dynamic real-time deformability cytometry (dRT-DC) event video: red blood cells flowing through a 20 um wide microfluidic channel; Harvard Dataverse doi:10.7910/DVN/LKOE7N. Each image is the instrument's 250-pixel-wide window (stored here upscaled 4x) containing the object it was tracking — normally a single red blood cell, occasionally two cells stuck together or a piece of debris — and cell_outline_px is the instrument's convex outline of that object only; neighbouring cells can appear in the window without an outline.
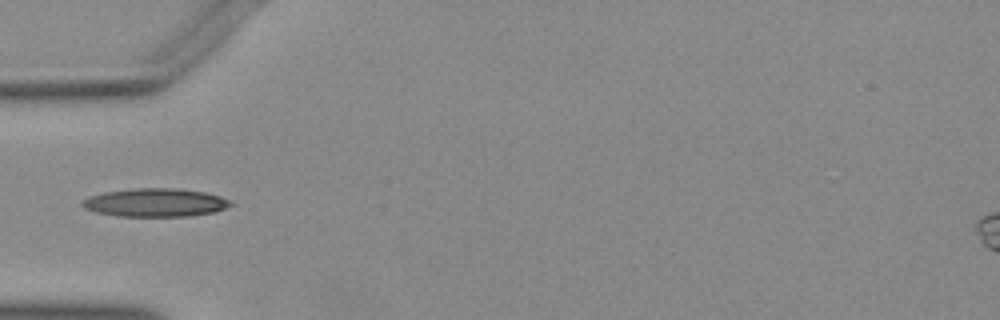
{"species": "Egyptian fruit bat (a non-hibernating species)", "species_latin": "Rousettus aegyptiacus", "temperature_condition": "warm", "stored_images_in_passage": 36, "camera_frame_rate_fps": 3000, "um_per_image_px": 0.085, "animal": {"sex": "female"}, "frame": {"image": 1, "passage_image": 1, "time_ms": 0.0, "image_size_px": [1000, 320], "cell_outline_px": [[236, 204], [212, 212], [188, 216], [120, 216], [96, 212], [84, 208], [80, 204], [84, 200], [92, 196], [104, 192], [136, 188], [172, 188], [204, 192], [220, 196]], "centroid_in_image_um": [13.21, 17.22], "position_along_channel_um": 71.8, "area_um2": 24.16}}
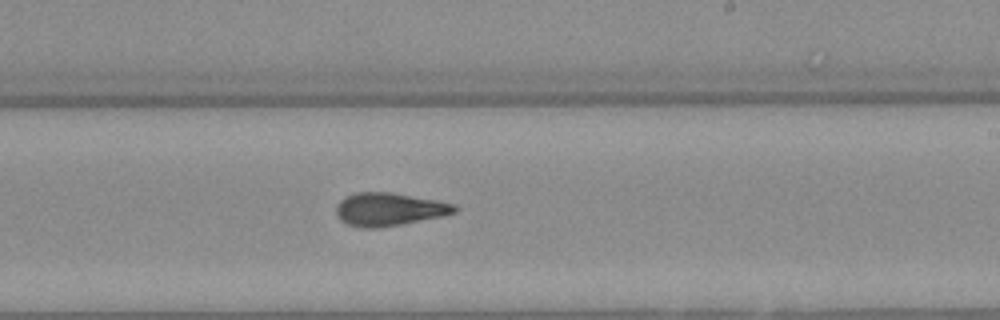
{"frame": {"image": 2, "passage_image": 15, "time_ms": 4.667, "image_size_px": [1000, 320], "cell_outline_px": [[460, 208], [456, 212], [440, 216], [400, 224], [372, 228], [364, 228], [348, 224], [340, 220], [336, 216], [336, 204], [344, 196], [356, 192], [392, 192], [436, 200], [452, 204]], "centroid_in_image_um": [33.02, 17.77], "position_along_channel_um": 256.0, "area_um2": 22.66}}
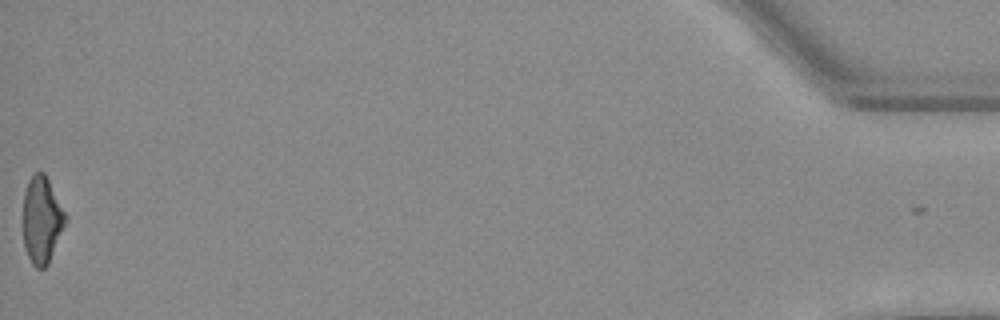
{"frame": {"image": 3, "passage_image": 36, "time_ms": 11.667, "image_size_px": [1000, 320], "cell_outline_px": [[68, 220], [48, 264], [44, 268], [36, 268], [32, 264], [28, 256], [24, 244], [24, 192], [28, 180], [36, 172], [44, 172], [68, 216]], "centroid_in_image_um": [3.58, 18.69], "position_along_channel_um": 431.6, "area_um2": 21.44}}